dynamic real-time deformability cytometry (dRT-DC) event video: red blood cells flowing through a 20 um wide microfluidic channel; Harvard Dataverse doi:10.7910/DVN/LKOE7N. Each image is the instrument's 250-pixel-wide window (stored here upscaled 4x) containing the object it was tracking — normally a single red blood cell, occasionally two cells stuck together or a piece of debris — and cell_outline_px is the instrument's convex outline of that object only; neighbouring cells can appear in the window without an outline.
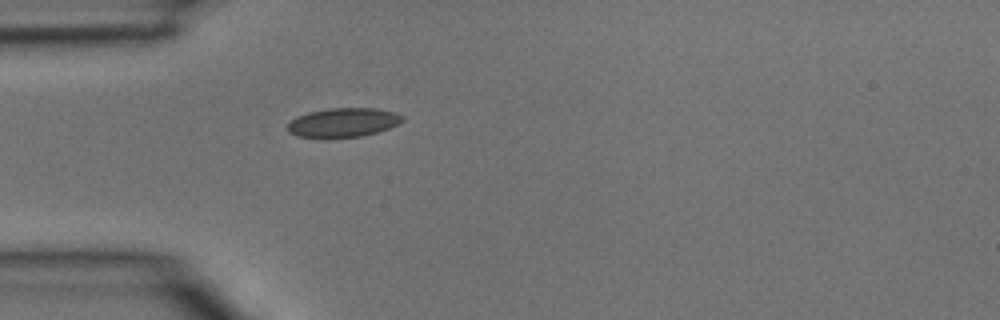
{"species": "common noctule bat (a hibernating species)", "species_latin": "Nyctalus noctula", "temperature_condition": "room temperature", "stored_images_in_passage": 1, "camera_frame_rate_fps": 3000, "um_per_image_px": 0.085, "animal": {"sex": "male", "body_mass_g": 15.6}, "frame": {"image": 1, "passage_image": 1, "time_ms": 0.0, "image_size_px": [1000, 320], "cell_outline_px": [[404, 120], [388, 128], [376, 132], [360, 136], [296, 136], [288, 132], [288, 124], [296, 116], [308, 112], [328, 108], [376, 108], [396, 112], [404, 116]], "centroid_in_image_um": [29.19, 10.38], "position_along_channel_um": 55.8, "area_um2": 19.07}}